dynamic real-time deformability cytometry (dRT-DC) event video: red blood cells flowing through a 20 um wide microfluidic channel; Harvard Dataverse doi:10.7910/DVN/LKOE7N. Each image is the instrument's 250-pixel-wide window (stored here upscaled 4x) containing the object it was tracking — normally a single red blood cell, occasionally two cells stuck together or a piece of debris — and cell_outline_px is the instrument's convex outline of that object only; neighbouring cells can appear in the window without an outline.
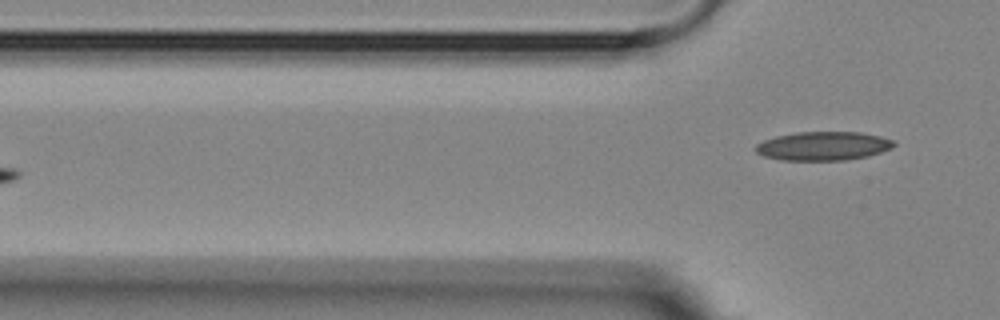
{"species": "Egyptian fruit bat (a non-hibernating species)", "species_latin": "Rousettus aegyptiacus", "temperature_condition": "room temperature", "stored_images_in_passage": 4, "camera_frame_rate_fps": 3000, "um_per_image_px": 0.085, "animal": {"sex": "female"}, "frame": {"image": 1, "passage_image": 4, "time_ms": 4.333, "image_size_px": [1000, 320], "cell_outline_px": [[896, 144], [892, 148], [868, 156], [844, 160], [780, 160], [764, 156], [756, 152], [752, 148], [756, 144], [764, 140], [776, 136], [796, 132], [860, 132], [880, 136], [892, 140]], "centroid_in_image_um": [69.94, 12.41], "position_along_channel_um": 55.9, "area_um2": 23.24}}